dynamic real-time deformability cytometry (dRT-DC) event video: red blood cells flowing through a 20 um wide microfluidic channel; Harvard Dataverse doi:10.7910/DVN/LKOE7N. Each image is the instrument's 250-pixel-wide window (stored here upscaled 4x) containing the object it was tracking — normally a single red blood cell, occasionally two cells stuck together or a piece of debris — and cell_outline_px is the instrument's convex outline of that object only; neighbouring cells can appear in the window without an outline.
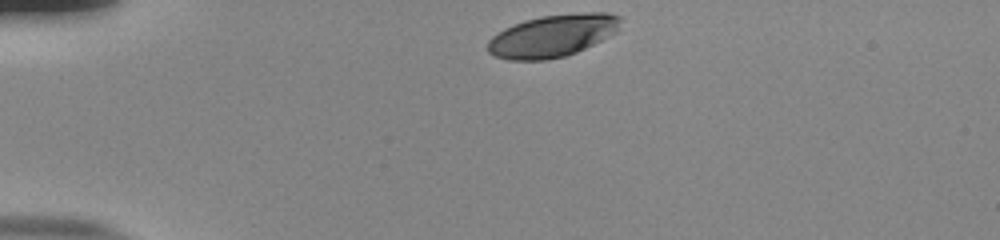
{"species": "human", "species_latin": "Homo sapiens", "temperature_condition": "room temperature", "stored_images_in_passage": 34, "camera_frame_rate_fps": 3000, "um_per_image_px": 0.085, "donor": {"sex": "male"}, "frame": {"image": 1, "passage_image": 1, "time_ms": 0.0, "image_size_px": [1000, 240], "cell_outline_px": [[620, 20], [616, 32], [576, 52], [564, 56], [548, 60], [508, 60], [496, 56], [488, 52], [488, 40], [496, 32], [512, 24], [524, 20], [540, 16], [580, 12], [608, 12], [620, 16]], "centroid_in_image_um": [46.93, 3.03], "position_along_channel_um": 38.1, "area_um2": 32.77}}
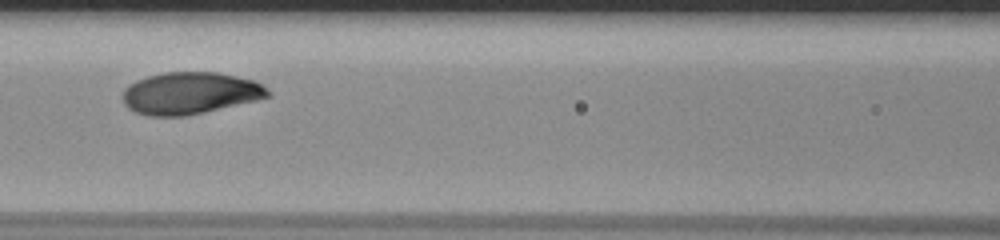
{"frame": {"image": 2, "passage_image": 14, "time_ms": 4.333, "image_size_px": [1000, 240], "cell_outline_px": [[272, 96], [256, 100], [204, 112], [184, 116], [148, 116], [136, 112], [128, 108], [124, 104], [124, 88], [136, 80], [148, 76], [164, 72], [216, 72], [256, 80], [272, 92]], "centroid_in_image_um": [16.18, 7.91], "position_along_channel_um": 150.4, "area_um2": 35.55}}
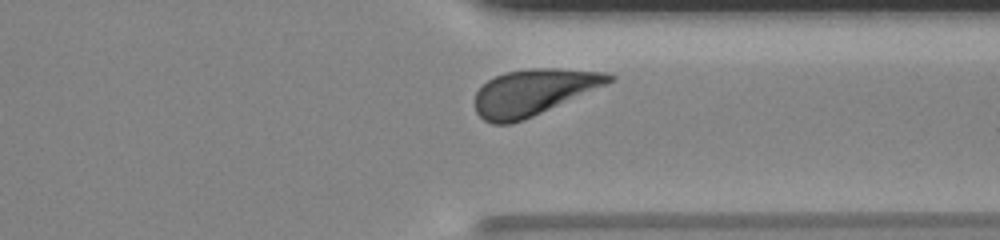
{"frame": {"image": 3, "passage_image": 31, "time_ms": 10.0, "image_size_px": [1000, 240], "cell_outline_px": [[616, 80], [524, 120], [512, 124], [492, 124], [484, 120], [476, 112], [476, 92], [488, 80], [504, 72], [528, 68], [560, 68], [604, 72], [616, 76]], "centroid_in_image_um": [45.36, 7.83], "position_along_channel_um": 366.0, "area_um2": 35.95}, "authors_computed_cell_mechanics": {"area_um2": 35.6626, "velocity_mm_per_s": 3.799, "shape_relaxation_time_tau1_ms": 3.9354, "shape_relaxation_time_tau2_ms": null, "deformation_change_tau1": 0.182, "deformation_change_tau2": null}}